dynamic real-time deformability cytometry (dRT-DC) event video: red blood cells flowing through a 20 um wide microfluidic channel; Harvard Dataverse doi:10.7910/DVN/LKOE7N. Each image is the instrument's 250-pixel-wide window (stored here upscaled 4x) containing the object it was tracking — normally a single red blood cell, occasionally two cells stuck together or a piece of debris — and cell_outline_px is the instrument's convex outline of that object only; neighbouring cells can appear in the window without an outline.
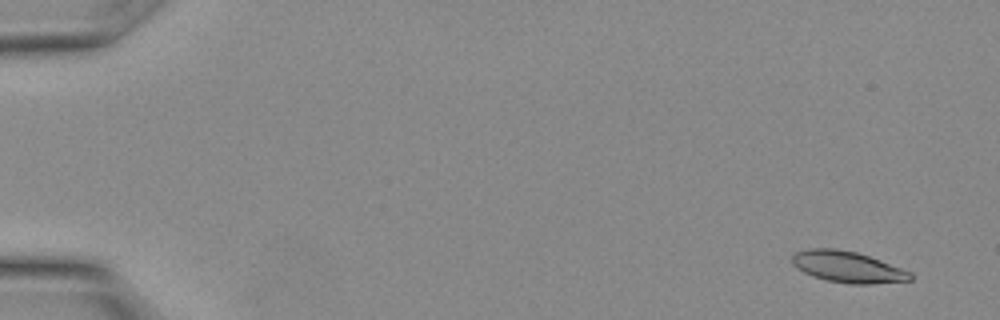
{"species": "Egyptian fruit bat (a non-hibernating species)", "species_latin": "Rousettus aegyptiacus", "temperature_condition": "warm", "stored_images_in_passage": 10, "camera_frame_rate_fps": 3000, "um_per_image_px": 0.085, "animal": {"sex": "female"}, "frame": {"image": 1, "passage_image": 2, "time_ms": 0.333, "image_size_px": [1000, 320], "cell_outline_px": [[912, 280], [872, 284], [848, 284], [828, 280], [812, 276], [796, 268], [792, 264], [792, 256], [796, 252], [808, 248], [836, 248], [856, 252], [880, 260], [912, 272]], "centroid_in_image_um": [72.04, 22.69], "position_along_channel_um": 13.0, "area_um2": 21.56}}